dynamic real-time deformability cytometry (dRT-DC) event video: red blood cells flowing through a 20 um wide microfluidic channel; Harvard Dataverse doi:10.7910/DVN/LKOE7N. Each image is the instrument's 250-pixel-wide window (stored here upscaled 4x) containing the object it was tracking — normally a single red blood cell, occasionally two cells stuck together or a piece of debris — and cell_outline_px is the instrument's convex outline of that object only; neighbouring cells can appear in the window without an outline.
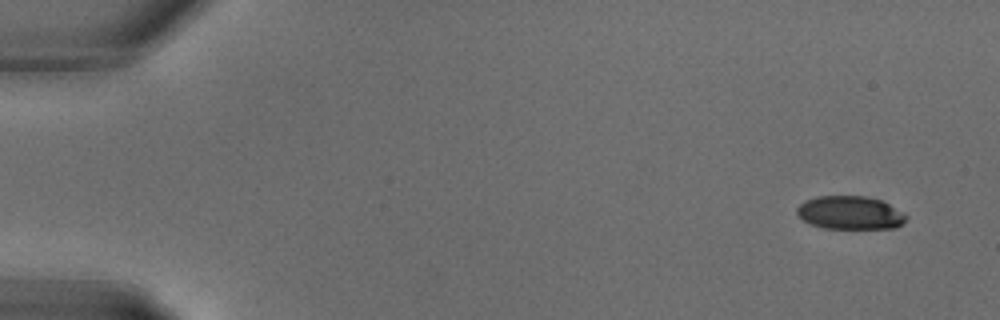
{"species": "common noctule bat (a hibernating species)", "species_latin": "Nyctalus noctula", "temperature_condition": "warm", "stored_images_in_passage": 14, "camera_frame_rate_fps": 3000, "um_per_image_px": 0.085, "animal": {"sex": "male", "body_mass_g": 18.8}, "frame": {"image": 1, "passage_image": 1, "time_ms": 0.0, "image_size_px": [1000, 320], "cell_outline_px": [[908, 216], [896, 228], [824, 228], [812, 224], [804, 220], [796, 212], [796, 208], [800, 204], [816, 196], [868, 196], [880, 200], [888, 204]], "centroid_in_image_um": [72.24, 18.08], "position_along_channel_um": 12.8, "area_um2": 20.87}}
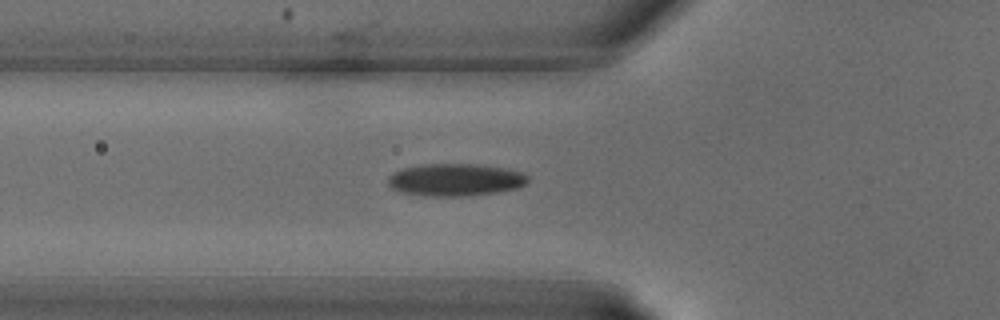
{"frame": {"image": 2, "passage_image": 10, "time_ms": 3.0, "image_size_px": [1000, 320], "cell_outline_px": [[528, 180], [524, 184], [516, 188], [496, 192], [464, 196], [424, 196], [400, 192], [392, 188], [388, 184], [388, 176], [392, 172], [404, 168], [424, 164], [476, 164], [504, 168], [524, 172], [528, 176]], "centroid_in_image_um": [38.68, 15.28], "position_along_channel_um": 87.1, "area_um2": 26.41}}
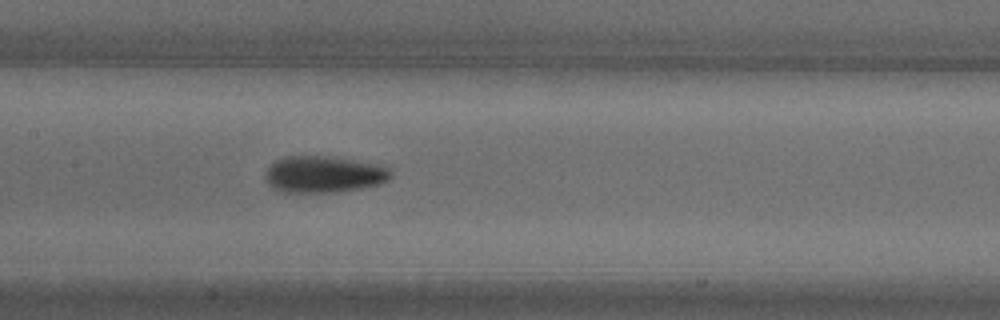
{"frame": {"image": 3, "passage_image": 14, "time_ms": 4.333, "image_size_px": [1000, 320], "cell_outline_px": [[392, 176], [388, 180], [380, 184], [360, 188], [332, 192], [284, 192], [272, 188], [268, 184], [264, 176], [264, 172], [276, 160], [284, 156], [328, 156], [388, 164], [392, 172]], "centroid_in_image_um": [27.58, 14.8], "position_along_channel_um": 179.8, "area_um2": 27.28}}